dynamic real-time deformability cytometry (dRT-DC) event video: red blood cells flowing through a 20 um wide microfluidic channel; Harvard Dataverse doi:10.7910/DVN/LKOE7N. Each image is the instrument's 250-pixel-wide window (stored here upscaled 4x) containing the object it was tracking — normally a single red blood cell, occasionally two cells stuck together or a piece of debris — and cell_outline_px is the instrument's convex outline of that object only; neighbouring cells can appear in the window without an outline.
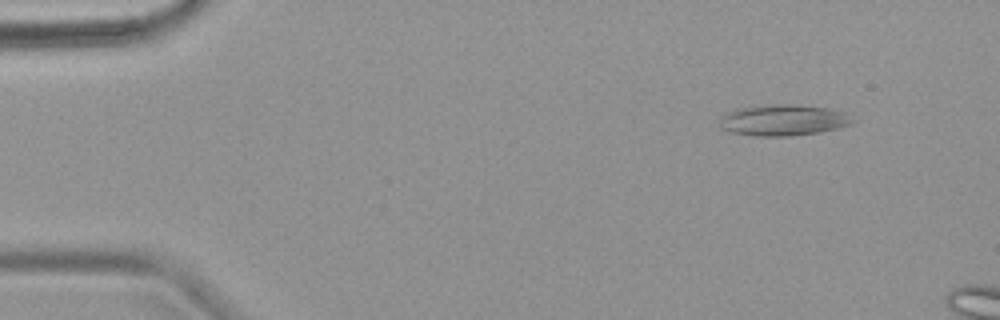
{"species": "common noctule bat (a hibernating species)", "species_latin": "Nyctalus noctula", "temperature_condition": "warm", "stored_images_in_passage": 4, "camera_frame_rate_fps": 3000, "um_per_image_px": 0.085, "animal": {"sex": "female", "body_mass_g": 18.4}, "frame": {"image": 1, "passage_image": 2, "time_ms": 1.333, "image_size_px": [1000, 320], "cell_outline_px": [[856, 120], [852, 124], [820, 132], [788, 136], [756, 136], [728, 132], [720, 128], [720, 120], [728, 112], [736, 108], [784, 104], [788, 104], [828, 108], [844, 112]], "centroid_in_image_um": [66.58, 10.22], "position_along_channel_um": 18.4, "area_um2": 23.93}}